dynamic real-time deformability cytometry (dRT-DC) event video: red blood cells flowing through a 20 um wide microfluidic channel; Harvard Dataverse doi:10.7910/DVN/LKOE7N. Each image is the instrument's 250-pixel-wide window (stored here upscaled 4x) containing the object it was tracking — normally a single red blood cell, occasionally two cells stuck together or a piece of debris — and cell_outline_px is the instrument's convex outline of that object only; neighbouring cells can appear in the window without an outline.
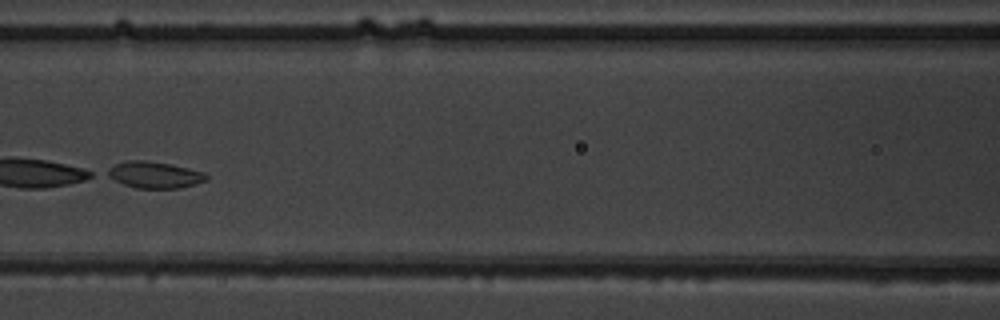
{"species": "common noctule bat (a hibernating species)", "species_latin": "Nyctalus noctula", "temperature_condition": "warm", "stored_images_in_passage": 46, "segment_of_instrument_passage": [2, 2], "camera_frame_rate_fps": 3000, "um_per_image_px": 0.085, "animal": {"sex": "male", "body_mass_g": 19.5, "forearm_length_mm": 54.6}, "frame": {"image": 1, "passage_image": 19, "time_ms": 6.0, "image_size_px": [1000, 320], "cell_outline_px": [[208, 180], [180, 188], [136, 188], [124, 184], [100, 172], [124, 160], [144, 160], [168, 164], [188, 168], [204, 172], [208, 176]], "centroid_in_image_um": [13.09, 14.85], "position_along_channel_um": 153.5, "area_um2": 15.32}}